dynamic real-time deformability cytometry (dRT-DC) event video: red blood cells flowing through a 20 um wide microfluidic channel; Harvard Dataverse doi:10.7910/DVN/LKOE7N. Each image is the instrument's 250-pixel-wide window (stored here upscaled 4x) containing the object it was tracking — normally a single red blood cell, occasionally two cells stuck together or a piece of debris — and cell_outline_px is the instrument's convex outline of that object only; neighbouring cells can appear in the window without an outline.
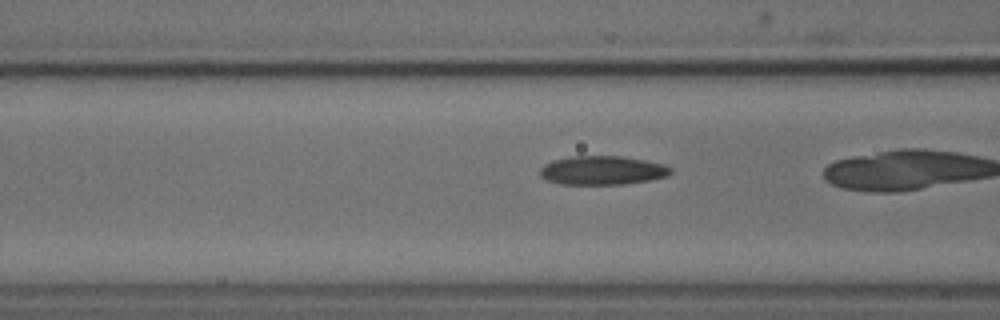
{"species": "common noctule bat (a hibernating species)", "species_latin": "Nyctalus noctula", "temperature_condition": "cold", "stored_images_in_passage": 41, "camera_frame_rate_fps": 3000, "um_per_image_px": 0.085, "animal": {"sex": "male", "body_mass_g": 18.8}, "frame": {"image": 1, "passage_image": 20, "time_ms": 6.333, "image_size_px": [1000, 320], "cell_outline_px": [[672, 172], [668, 176], [648, 180], [624, 184], [560, 184], [544, 180], [540, 176], [540, 168], [544, 164], [552, 160], [572, 156], [624, 156], [664, 164], [672, 168]], "centroid_in_image_um": [51.17, 14.48], "position_along_channel_um": 115.4, "area_um2": 22.14}}
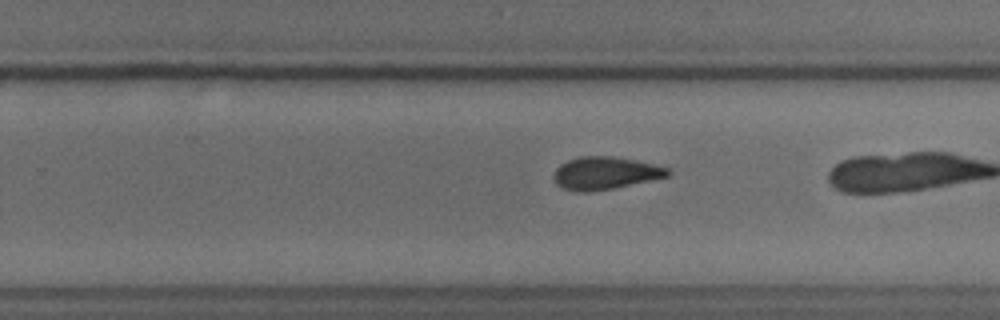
{"frame": {"image": 2, "passage_image": 33, "time_ms": 10.667, "image_size_px": [1000, 320], "cell_outline_px": [[672, 172], [668, 176], [612, 188], [588, 192], [576, 192], [564, 188], [556, 184], [556, 168], [560, 164], [568, 160], [580, 156], [612, 156], [636, 160], [672, 168]], "centroid_in_image_um": [51.48, 14.7], "position_along_channel_um": 278.3, "area_um2": 21.5}}